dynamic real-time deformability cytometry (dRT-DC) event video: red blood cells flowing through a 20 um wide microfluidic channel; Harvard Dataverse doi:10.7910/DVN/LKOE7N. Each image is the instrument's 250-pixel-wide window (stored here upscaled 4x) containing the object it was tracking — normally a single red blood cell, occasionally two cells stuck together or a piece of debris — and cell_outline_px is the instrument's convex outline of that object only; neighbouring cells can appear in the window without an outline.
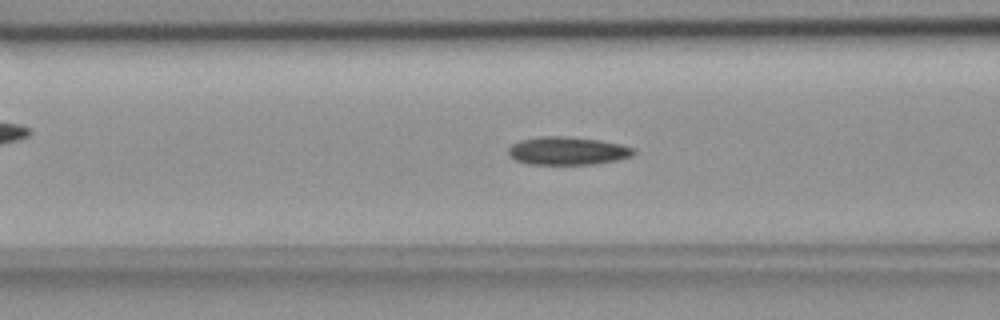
{"species": "common noctule bat (a hibernating species)", "species_latin": "Nyctalus noctula", "temperature_condition": "room temperature", "stored_images_in_passage": 54, "camera_frame_rate_fps": 3000, "um_per_image_px": 0.085, "animal": {"sex": "female", "body_mass_g": 18.4}, "frame": {"image": 1, "passage_image": 21, "time_ms": 6.667, "image_size_px": [1000, 320], "cell_outline_px": [[636, 152], [632, 156], [616, 160], [596, 164], [528, 164], [516, 160], [508, 156], [508, 148], [512, 144], [520, 140], [540, 136], [564, 136], [600, 140], [620, 144], [636, 148]], "centroid_in_image_um": [48.24, 12.82], "position_along_channel_um": 118.4, "area_um2": 20.63}}
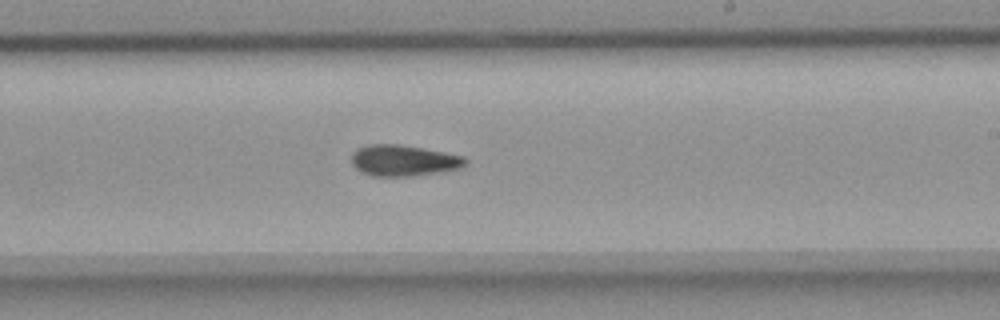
{"frame": {"image": 2, "passage_image": 32, "time_ms": 10.333, "image_size_px": [1000, 320], "cell_outline_px": [[468, 164], [460, 168], [412, 176], [372, 176], [356, 168], [352, 164], [352, 152], [356, 148], [368, 144], [400, 144], [444, 152], [464, 156], [468, 160]], "centroid_in_image_um": [34.3, 13.63], "position_along_channel_um": 254.7, "area_um2": 20.63}}
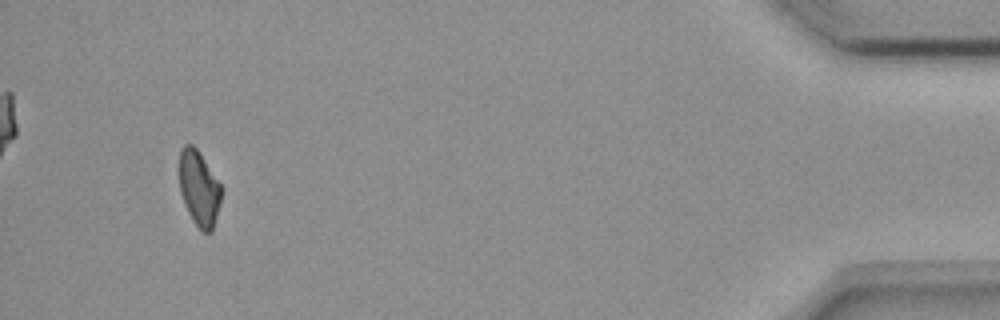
{"frame": {"image": 3, "passage_image": 51, "time_ms": 16.667, "image_size_px": [1000, 320], "cell_outline_px": [[220, 200], [212, 232], [204, 232], [196, 224], [188, 212], [184, 204], [180, 192], [180, 148], [184, 144], [192, 144], [196, 148], [220, 184]], "centroid_in_image_um": [16.89, 15.99], "position_along_channel_um": 418.3, "area_um2": 17.86}, "authors_computed_cell_mechanics": {"area_um2": 19.8832, "velocity_mm_per_s": 3.728, "shape_relaxation_time_tau1_ms": null, "shape_relaxation_time_tau2_ms": 5.3019, "deformation_change_tau1": null, "deformation_change_tau2": 0.0946}}